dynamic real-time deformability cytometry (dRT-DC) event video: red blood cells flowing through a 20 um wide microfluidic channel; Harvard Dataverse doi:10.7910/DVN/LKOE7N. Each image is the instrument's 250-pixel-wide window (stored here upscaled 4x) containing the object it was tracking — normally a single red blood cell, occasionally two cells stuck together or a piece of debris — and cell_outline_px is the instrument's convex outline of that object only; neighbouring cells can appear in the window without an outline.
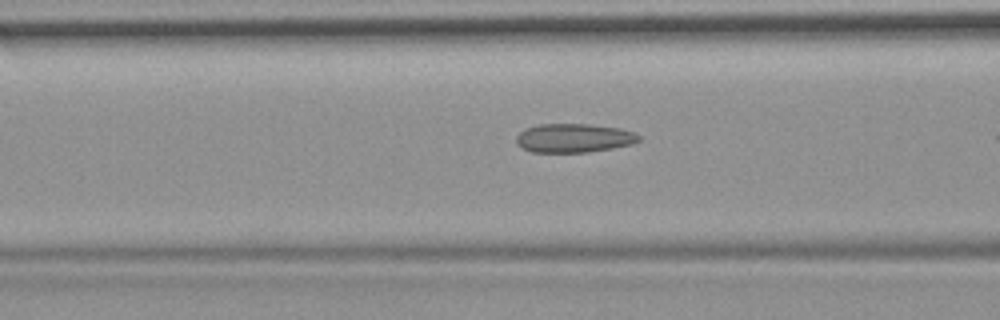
{"species": "common noctule bat (a hibernating species)", "species_latin": "Nyctalus noctula", "temperature_condition": "room temperature", "stored_images_in_passage": 8, "camera_frame_rate_fps": 3000, "um_per_image_px": 0.085, "animal": {"sex": "female", "body_mass_g": 19.9}, "frame": {"image": 1, "passage_image": 8, "time_ms": 2.333, "image_size_px": [1000, 320], "cell_outline_px": [[640, 140], [632, 144], [612, 148], [588, 152], [532, 152], [516, 144], [516, 136], [524, 128], [540, 124], [588, 124], [620, 128], [636, 132], [640, 136]], "centroid_in_image_um": [48.78, 11.73], "position_along_channel_um": 117.8, "area_um2": 20.69}}